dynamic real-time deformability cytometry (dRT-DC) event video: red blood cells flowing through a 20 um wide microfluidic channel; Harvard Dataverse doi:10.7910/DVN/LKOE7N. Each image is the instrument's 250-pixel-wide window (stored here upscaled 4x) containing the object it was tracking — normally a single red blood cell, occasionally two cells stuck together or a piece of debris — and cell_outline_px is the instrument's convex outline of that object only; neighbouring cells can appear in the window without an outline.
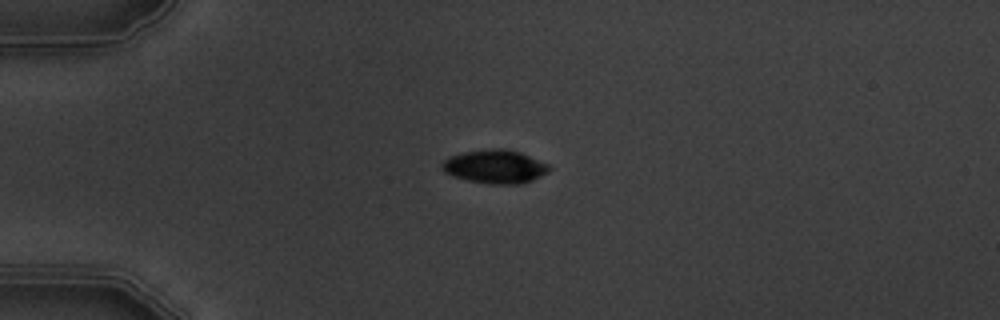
{"species": "common noctule bat (a hibernating species)", "species_latin": "Nyctalus noctula", "temperature_condition": "warm", "stored_images_in_passage": 5, "camera_frame_rate_fps": 3000, "um_per_image_px": 0.085, "animal": {"sex": "male", "body_mass_g": 19.5, "forearm_length_mm": 54.6}, "frame": {"image": 1, "passage_image": 3, "time_ms": 2.0, "image_size_px": [1000, 320], "cell_outline_px": [[552, 168], [540, 176], [524, 184], [488, 184], [468, 180], [452, 176], [444, 172], [440, 168], [440, 164], [448, 156], [464, 152], [492, 148], [504, 148], [520, 152], [548, 164]], "centroid_in_image_um": [42.04, 14.16], "position_along_channel_um": 43.0, "area_um2": 21.1}}